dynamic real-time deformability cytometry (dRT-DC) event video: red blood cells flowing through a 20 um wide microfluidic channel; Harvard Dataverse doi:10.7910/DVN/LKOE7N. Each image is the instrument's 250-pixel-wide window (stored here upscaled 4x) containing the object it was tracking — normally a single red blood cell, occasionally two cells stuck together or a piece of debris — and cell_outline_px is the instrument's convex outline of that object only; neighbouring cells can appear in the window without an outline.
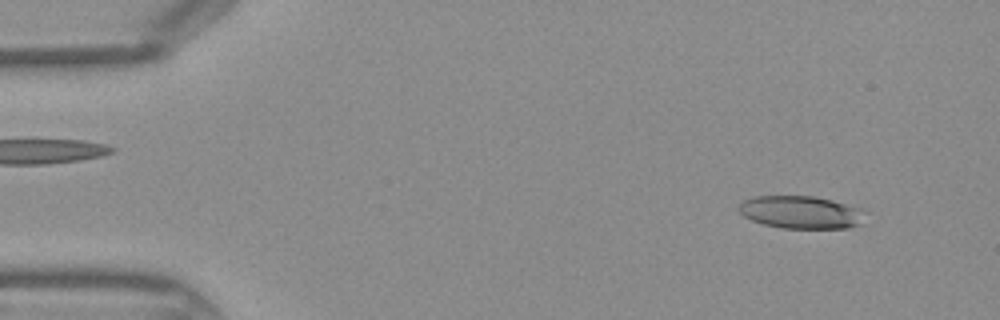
{"species": "Egyptian fruit bat (a non-hibernating species)", "species_latin": "Rousettus aegyptiacus", "temperature_condition": "warm", "stored_images_in_passage": 43, "camera_frame_rate_fps": 3000, "um_per_image_px": 0.085, "frame": {"image": 1, "passage_image": 3, "time_ms": 0.667, "image_size_px": [1000, 320], "cell_outline_px": [[860, 224], [848, 228], [784, 228], [764, 224], [752, 220], [744, 216], [740, 212], [740, 204], [744, 200], [752, 196], [816, 196], [832, 200], [860, 208]], "centroid_in_image_um": [68.02, 18.03], "position_along_channel_um": 17.0, "area_um2": 23.64}}
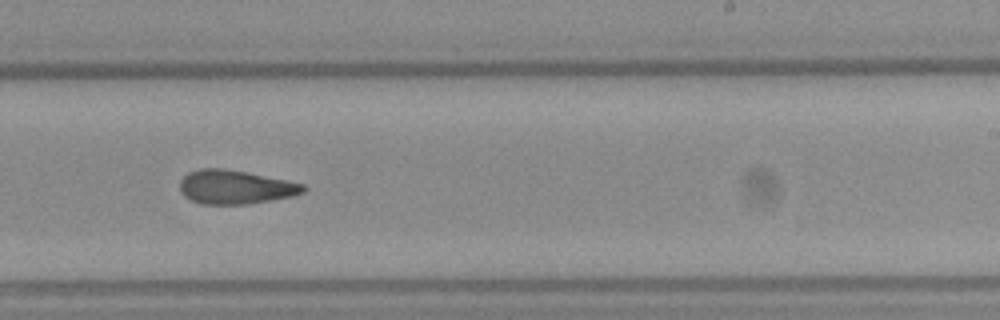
{"frame": {"image": 2, "passage_image": 26, "time_ms": 8.333, "image_size_px": [1000, 320], "cell_outline_px": [[308, 188], [304, 192], [292, 196], [272, 200], [248, 204], [200, 204], [184, 196], [180, 192], [180, 180], [188, 172], [200, 168], [224, 168], [248, 172], [288, 180], [304, 184]], "centroid_in_image_um": [20.01, 15.89], "position_along_channel_um": 269.0, "area_um2": 24.62}}
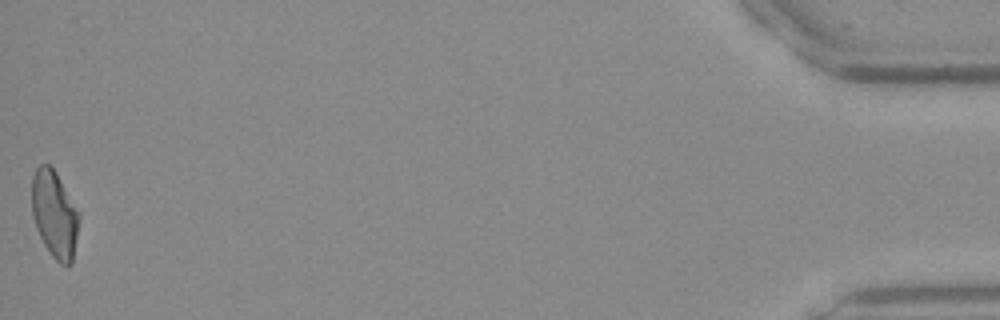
{"frame": {"image": 3, "passage_image": 43, "time_ms": 14.0, "image_size_px": [1000, 320], "cell_outline_px": [[80, 216], [72, 264], [60, 264], [52, 256], [44, 244], [36, 228], [32, 212], [32, 176], [36, 168], [40, 164], [48, 164], [56, 172], [80, 212]], "centroid_in_image_um": [4.64, 18.2], "position_along_channel_um": 430.6, "area_um2": 23.99}}